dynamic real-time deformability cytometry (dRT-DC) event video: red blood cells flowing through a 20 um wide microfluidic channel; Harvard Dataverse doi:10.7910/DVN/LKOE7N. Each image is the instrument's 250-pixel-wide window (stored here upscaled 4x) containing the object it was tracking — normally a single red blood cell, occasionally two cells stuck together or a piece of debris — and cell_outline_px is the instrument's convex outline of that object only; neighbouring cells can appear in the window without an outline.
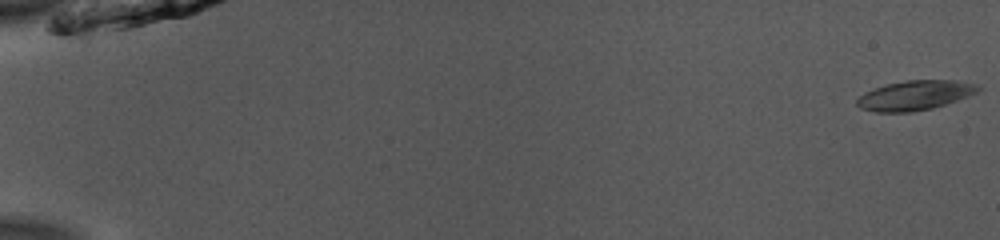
{"species": "common noctule bat (a hibernating species)", "species_latin": "Nyctalus noctula", "temperature_condition": "room temperature", "stored_images_in_passage": 53, "camera_frame_rate_fps": 3000, "um_per_image_px": 0.085, "animal": {"sex": "male", "body_mass_g": 13.0, "forearm_length_mm": 53.1}, "frame": {"image": 1, "passage_image": 1, "time_ms": 0.0, "image_size_px": [1000, 240], "cell_outline_px": [[984, 88], [980, 92], [932, 108], [912, 112], [876, 112], [860, 108], [856, 104], [856, 100], [864, 92], [888, 84], [904, 80], [956, 80], [980, 84]], "centroid_in_image_um": [77.83, 8.09], "position_along_channel_um": 7.2, "area_um2": 21.04}}
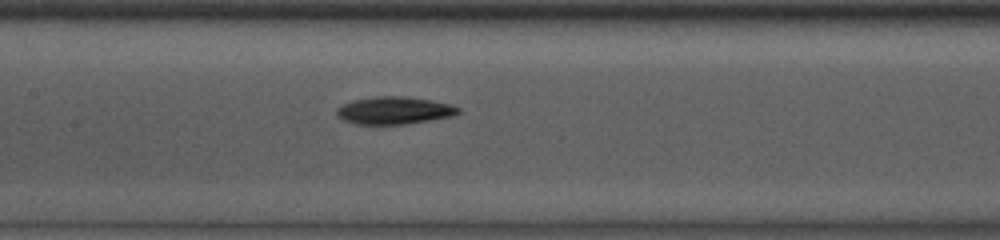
{"frame": {"image": 2, "passage_image": 27, "time_ms": 8.667, "image_size_px": [1000, 240], "cell_outline_px": [[460, 112], [452, 116], [404, 124], [356, 124], [344, 120], [336, 116], [336, 108], [352, 100], [376, 96], [408, 96], [432, 100], [452, 104], [460, 108]], "centroid_in_image_um": [33.5, 9.37], "position_along_channel_um": 173.9, "area_um2": 19.54}}
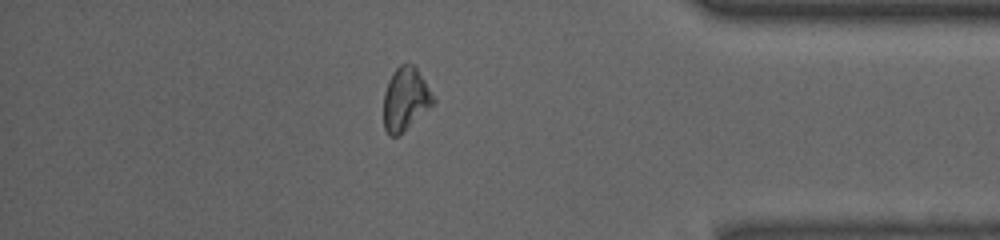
{"frame": {"image": 3, "passage_image": 46, "time_ms": 15.0, "image_size_px": [1000, 240], "cell_outline_px": [[436, 100], [428, 108], [396, 136], [388, 136], [384, 128], [384, 92], [388, 80], [392, 72], [400, 64], [416, 64]], "centroid_in_image_um": [34.44, 8.35], "position_along_channel_um": 400.8, "area_um2": 18.03}, "authors_computed_cell_mechanics": {"area_um2": 19.2474, "velocity_mm_per_s": 3.9287, "shape_relaxation_time_tau1_ms": 4.3718, "shape_relaxation_time_tau2_ms": 7.7802, "deformation_change_tau1": 0.1236, "deformation_change_tau2": 0.1399}}